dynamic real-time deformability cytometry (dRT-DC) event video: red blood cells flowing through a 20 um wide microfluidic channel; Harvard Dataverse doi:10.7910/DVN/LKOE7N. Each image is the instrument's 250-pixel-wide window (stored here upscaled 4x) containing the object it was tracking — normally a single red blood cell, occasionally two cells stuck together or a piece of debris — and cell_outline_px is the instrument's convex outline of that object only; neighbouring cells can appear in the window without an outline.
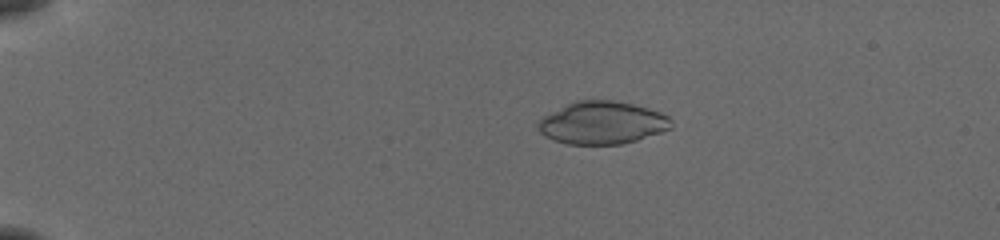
{"species": "common noctule bat (a hibernating species)", "species_latin": "Nyctalus noctula", "temperature_condition": "cold", "stored_images_in_passage": 10, "camera_frame_rate_fps": 3000, "um_per_image_px": 0.085, "animal": {"sex": "female", "body_mass_g": 19.5, "forearm_length_mm": 54.1}, "frame": {"image": 1, "passage_image": 4, "time_ms": 1.0, "image_size_px": [1000, 240], "cell_outline_px": [[672, 128], [636, 140], [620, 144], [568, 144], [544, 136], [536, 128], [536, 124], [544, 116], [576, 100], [612, 100], [632, 104], [660, 112], [668, 116], [672, 120]], "centroid_in_image_um": [51.18, 10.44], "position_along_channel_um": 33.8, "area_um2": 32.77}}